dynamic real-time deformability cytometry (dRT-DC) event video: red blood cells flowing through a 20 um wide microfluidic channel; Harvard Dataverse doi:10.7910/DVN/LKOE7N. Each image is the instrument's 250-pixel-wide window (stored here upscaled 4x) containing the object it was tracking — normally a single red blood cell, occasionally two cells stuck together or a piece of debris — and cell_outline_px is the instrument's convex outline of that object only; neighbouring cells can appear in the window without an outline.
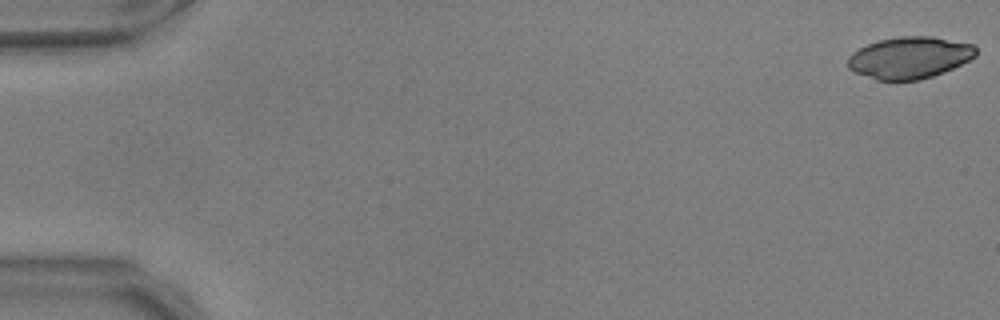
{"species": "common noctule bat (a hibernating species)", "species_latin": "Nyctalus noctula", "temperature_condition": "warm", "stored_images_in_passage": 21, "camera_frame_rate_fps": 3000, "um_per_image_px": 0.085, "animal": {"sex": "male", "body_mass_g": 17.9, "forearm_length_mm": 54.2}, "frame": {"image": 1, "passage_image": 1, "time_ms": 0.0, "image_size_px": [1000, 320], "cell_outline_px": [[976, 56], [952, 68], [932, 76], [920, 80], [876, 80], [852, 72], [848, 68], [848, 56], [852, 52], [868, 44], [880, 40], [900, 36], [932, 36], [972, 44], [976, 48]], "centroid_in_image_um": [77.27, 4.9], "position_along_channel_um": 7.7, "area_um2": 31.1}}